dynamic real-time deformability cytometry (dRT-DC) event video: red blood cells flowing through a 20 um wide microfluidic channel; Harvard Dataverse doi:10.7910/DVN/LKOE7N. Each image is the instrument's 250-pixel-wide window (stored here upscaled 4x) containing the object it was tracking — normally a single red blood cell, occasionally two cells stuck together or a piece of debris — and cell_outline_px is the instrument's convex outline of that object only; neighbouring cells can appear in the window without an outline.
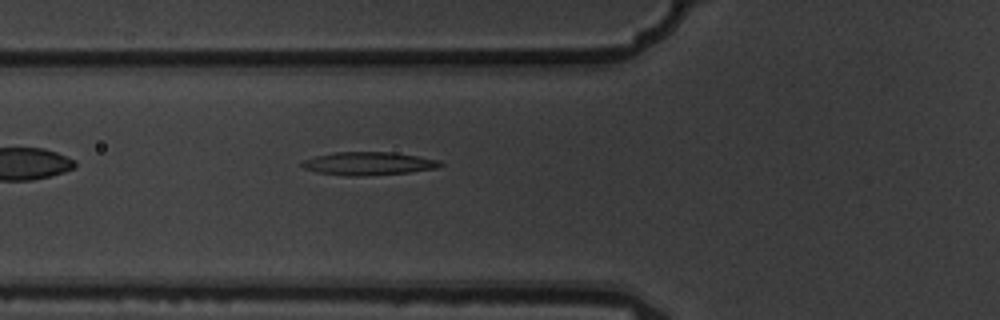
{"species": "common noctule bat (a hibernating species)", "species_latin": "Nyctalus noctula", "temperature_condition": "warm", "stored_images_in_passage": 2, "camera_frame_rate_fps": 3000, "um_per_image_px": 0.085, "animal": {"sex": "male", "body_mass_g": 19.5, "forearm_length_mm": 54.6}, "frame": {"image": 1, "passage_image": 2, "time_ms": 0.333, "image_size_px": [1000, 320], "cell_outline_px": [[444, 164], [440, 168], [408, 172], [360, 176], [348, 176], [316, 172], [304, 168], [300, 164], [304, 160], [316, 156], [332, 152], [392, 152], [440, 160]], "centroid_in_image_um": [31.33, 13.9], "position_along_channel_um": 94.5, "area_um2": 18.61}}